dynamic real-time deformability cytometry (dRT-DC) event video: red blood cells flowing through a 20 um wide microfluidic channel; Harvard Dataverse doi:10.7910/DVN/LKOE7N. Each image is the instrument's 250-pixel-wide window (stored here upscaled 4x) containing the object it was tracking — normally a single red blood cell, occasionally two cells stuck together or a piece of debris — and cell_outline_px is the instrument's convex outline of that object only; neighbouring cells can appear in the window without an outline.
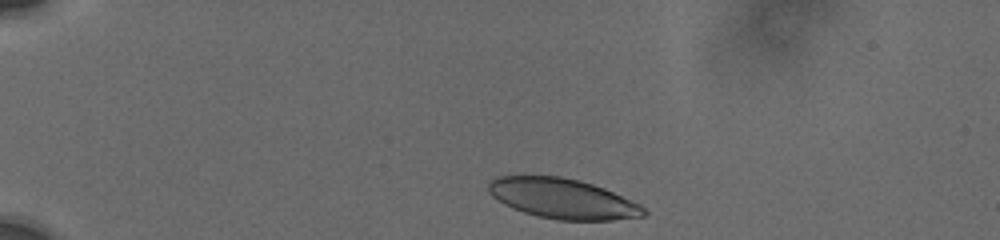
{"species": "human", "species_latin": "Homo sapiens", "temperature_condition": "cold", "stored_images_in_passage": 14, "camera_frame_rate_fps": 3000, "um_per_image_px": 0.085, "donor": {"sex": "male"}, "frame": {"image": 1, "passage_image": 1, "time_ms": 0.0, "image_size_px": [1000, 240], "cell_outline_px": [[648, 212], [644, 216], [612, 220], [556, 220], [524, 212], [512, 208], [504, 204], [492, 196], [488, 192], [488, 180], [492, 176], [560, 176], [580, 180], [604, 188], [640, 204]], "centroid_in_image_um": [47.8, 16.87], "position_along_channel_um": 37.2, "area_um2": 36.36}}
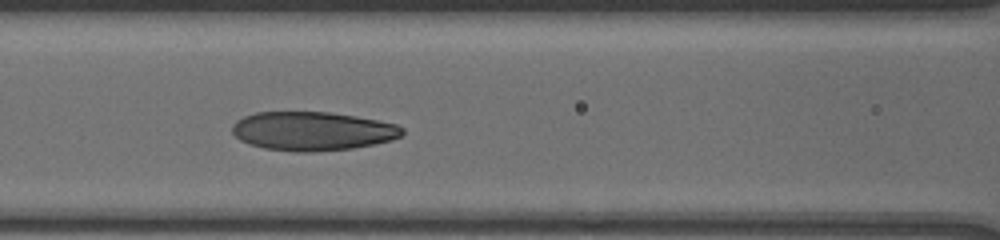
{"frame": {"image": 2, "passage_image": 7, "time_ms": 4.667, "image_size_px": [1000, 240], "cell_outline_px": [[404, 132], [400, 136], [392, 140], [352, 148], [312, 152], [296, 152], [264, 148], [248, 144], [240, 140], [232, 132], [232, 124], [236, 120], [244, 116], [256, 112], [328, 112], [356, 116], [396, 124], [404, 128]], "centroid_in_image_um": [26.53, 11.14], "position_along_channel_um": 140.1, "area_um2": 38.49}}
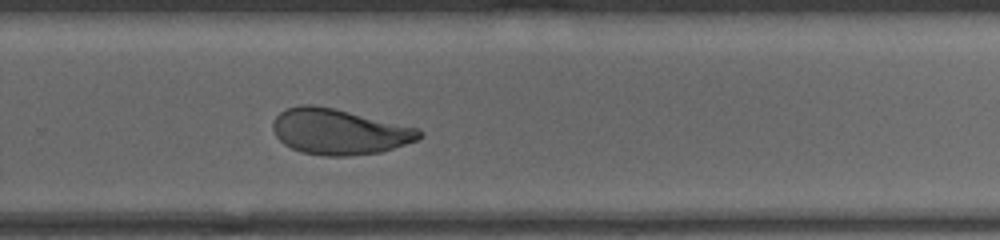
{"frame": {"image": 3, "passage_image": 14, "time_ms": 9.0, "image_size_px": [1000, 240], "cell_outline_px": [[424, 136], [416, 140], [380, 152], [348, 156], [324, 156], [300, 152], [284, 144], [276, 136], [272, 128], [272, 124], [276, 116], [280, 112], [288, 108], [300, 104], [312, 104], [332, 108], [420, 128], [424, 132]], "centroid_in_image_um": [28.82, 11.19], "position_along_channel_um": 301.0, "area_um2": 38.9}}